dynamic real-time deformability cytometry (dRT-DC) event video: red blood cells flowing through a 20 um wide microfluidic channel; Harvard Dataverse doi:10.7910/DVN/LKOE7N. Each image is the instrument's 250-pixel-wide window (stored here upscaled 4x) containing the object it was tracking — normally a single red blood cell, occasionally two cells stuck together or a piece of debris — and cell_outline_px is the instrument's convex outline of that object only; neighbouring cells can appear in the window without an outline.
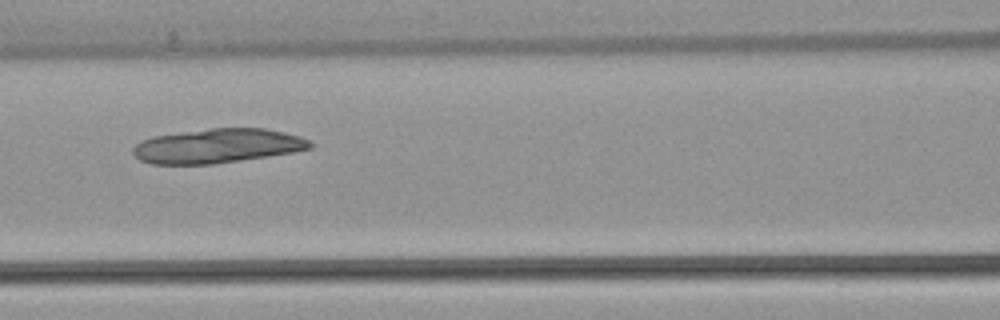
{"species": "common noctule bat (a hibernating species)", "species_latin": "Nyctalus noctula", "temperature_condition": "warm", "stored_images_in_passage": 38, "camera_frame_rate_fps": 3000, "um_per_image_px": 0.085, "animal": {"sex": "female", "body_mass_g": 22.7, "forearm_length_mm": 54.2}, "frame": {"image": 1, "passage_image": 8, "time_ms": 2.333, "image_size_px": [1000, 320], "cell_outline_px": [[312, 148], [292, 152], [216, 164], [152, 164], [140, 160], [132, 152], [132, 148], [136, 144], [152, 136], [212, 128], [264, 128], [284, 132], [300, 136], [308, 140], [312, 144]], "centroid_in_image_um": [18.48, 12.4], "position_along_channel_um": 148.1, "area_um2": 35.26}}
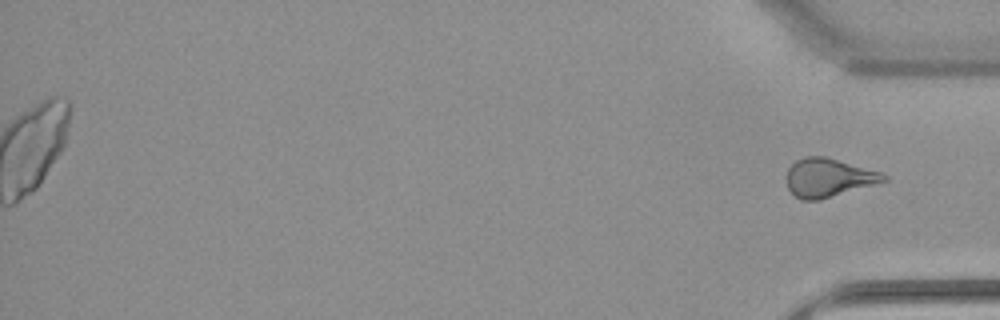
{"frame": {"image": 2, "passage_image": 38, "time_ms": 12.333, "image_size_px": [1000, 320], "cell_outline_px": [[888, 180], [820, 200], [800, 200], [788, 188], [784, 180], [788, 168], [796, 160], [804, 156], [824, 156], [880, 172], [888, 176]], "centroid_in_image_um": [70.36, 15.1], "position_along_channel_um": 364.8, "area_um2": 21.79}}